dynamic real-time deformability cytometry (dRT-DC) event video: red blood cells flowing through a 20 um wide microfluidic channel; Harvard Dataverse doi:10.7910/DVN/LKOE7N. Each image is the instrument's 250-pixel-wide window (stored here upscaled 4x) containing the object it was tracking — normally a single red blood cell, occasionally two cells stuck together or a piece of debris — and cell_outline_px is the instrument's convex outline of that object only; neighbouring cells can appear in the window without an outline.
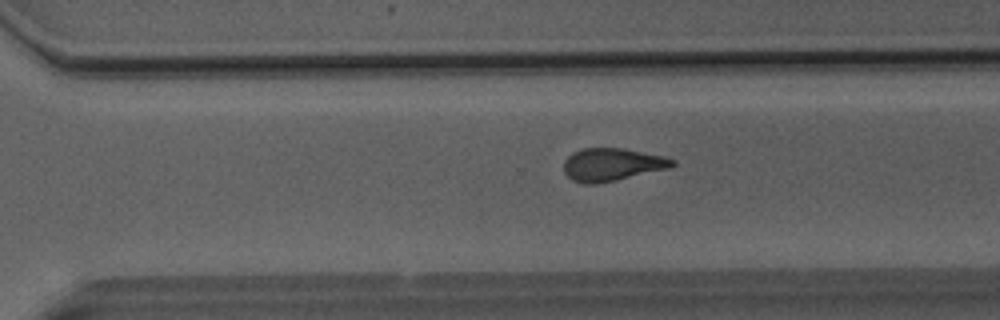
{"species": "Egyptian fruit bat (a non-hibernating species)", "species_latin": "Rousettus aegyptiacus", "temperature_condition": "room temperature", "stored_images_in_passage": 40, "camera_frame_rate_fps": 3000, "um_per_image_px": 0.085, "animal": {"sex": "male"}, "frame": {"image": 1, "passage_image": 25, "time_ms": 8.0, "image_size_px": [1000, 320], "cell_outline_px": [[676, 164], [668, 168], [616, 180], [596, 184], [584, 184], [572, 180], [564, 172], [564, 160], [572, 152], [580, 148], [624, 148], [664, 156], [676, 160]], "centroid_in_image_um": [52.0, 13.98], "position_along_channel_um": 318.6, "area_um2": 20.81}}
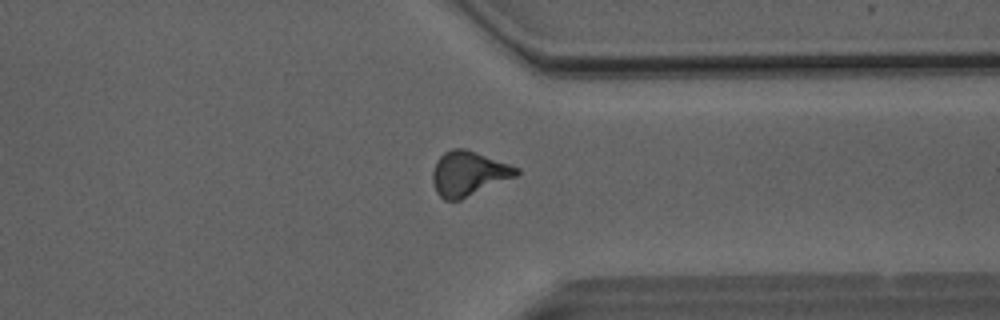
{"frame": {"image": 2, "passage_image": 29, "time_ms": 9.333, "image_size_px": [1000, 320], "cell_outline_px": [[520, 172], [516, 176], [460, 200], [444, 200], [436, 192], [432, 180], [432, 172], [436, 160], [444, 152], [452, 148], [468, 148], [520, 168]], "centroid_in_image_um": [39.81, 14.73], "position_along_channel_um": 371.6, "area_um2": 21.96}}
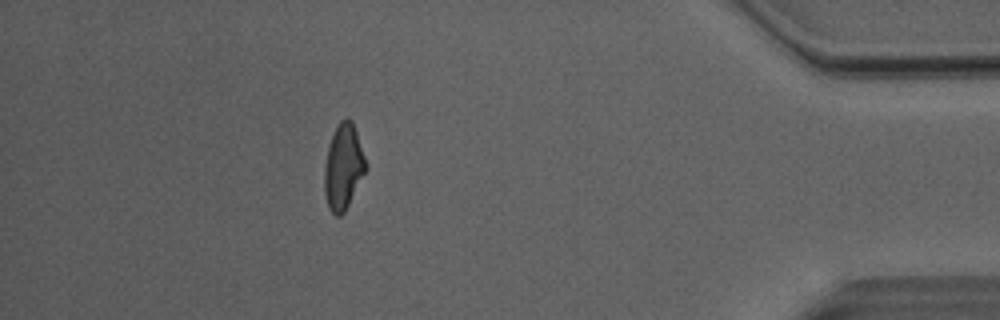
{"frame": {"image": 3, "passage_image": 35, "time_ms": 11.333, "image_size_px": [1000, 320], "cell_outline_px": [[368, 168], [344, 212], [340, 216], [336, 216], [328, 208], [324, 192], [324, 168], [328, 148], [332, 136], [340, 120], [352, 120]], "centroid_in_image_um": [29.18, 14.23], "position_along_channel_um": 406.0, "area_um2": 20.29}, "authors_computed_cell_mechanics": {"area_um2": 21.0681, "velocity_mm_per_s": 4.0746, "shape_relaxation_time_tau1_ms": 10.0726, "shape_relaxation_time_tau2_ms": 1.9569, "deformation_change_tau1": 0.2391, "deformation_change_tau2": 0.1101}}